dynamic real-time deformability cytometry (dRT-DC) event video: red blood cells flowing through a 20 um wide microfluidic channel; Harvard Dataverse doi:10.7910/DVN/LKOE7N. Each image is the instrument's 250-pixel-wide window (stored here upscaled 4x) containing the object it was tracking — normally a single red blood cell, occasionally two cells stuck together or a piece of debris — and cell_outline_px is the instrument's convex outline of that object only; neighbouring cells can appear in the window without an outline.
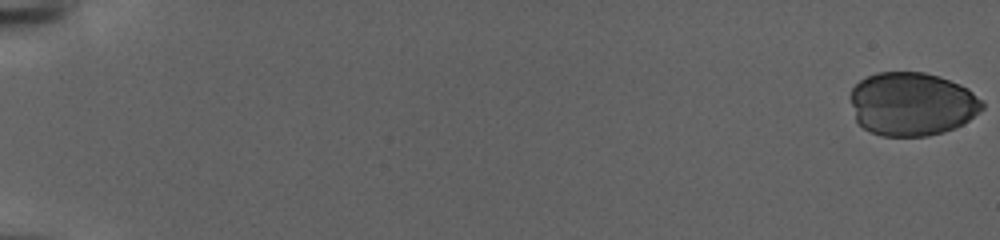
{"species": "human", "species_latin": "Homo sapiens", "temperature_condition": "warm", "stored_images_in_passage": 151, "camera_frame_rate_fps": 3000, "um_per_image_px": 0.085, "donor": {"sex": "female"}, "frame": {"image": 1, "passage_image": 1, "time_ms": 0.0, "image_size_px": [1000, 240], "cell_outline_px": [[984, 108], [964, 124], [956, 128], [944, 132], [928, 136], [880, 136], [864, 128], [856, 120], [852, 104], [852, 88], [860, 80], [876, 72], [924, 72], [960, 84], [968, 88], [984, 104]], "centroid_in_image_um": [77.53, 8.85], "position_along_channel_um": 7.5, "area_um2": 48.67}}
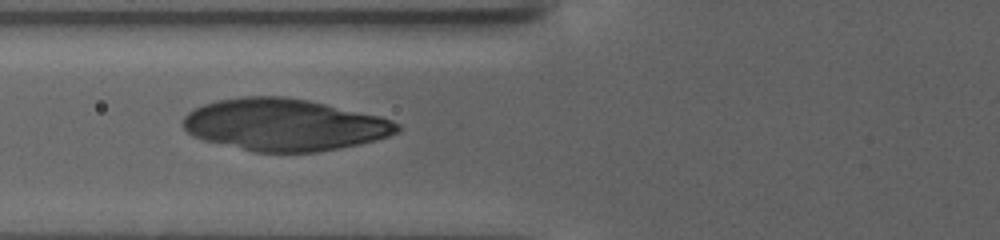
{"frame": {"image": 2, "passage_image": 65, "time_ms": 21.333, "image_size_px": [1000, 240], "cell_outline_px": [[400, 132], [376, 140], [360, 144], [320, 152], [252, 152], [204, 140], [192, 136], [184, 128], [184, 116], [188, 112], [204, 104], [216, 100], [240, 96], [284, 96], [308, 100], [380, 116], [392, 120], [400, 124]], "centroid_in_image_um": [24.18, 10.61], "position_along_channel_um": 101.6, "area_um2": 65.08}}
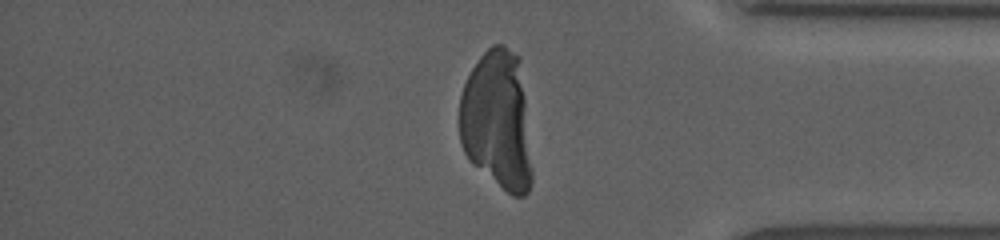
{"frame": {"image": 3, "passage_image": 129, "time_ms": 42.667, "image_size_px": [1000, 240], "cell_outline_px": [[532, 180], [528, 192], [524, 196], [512, 196], [472, 164], [468, 160], [460, 144], [460, 96], [464, 84], [472, 68], [480, 56], [492, 44], [504, 44], [520, 56], [532, 168]], "centroid_in_image_um": [42.26, 10.23], "position_along_channel_um": 392.9, "area_um2": 59.25}}